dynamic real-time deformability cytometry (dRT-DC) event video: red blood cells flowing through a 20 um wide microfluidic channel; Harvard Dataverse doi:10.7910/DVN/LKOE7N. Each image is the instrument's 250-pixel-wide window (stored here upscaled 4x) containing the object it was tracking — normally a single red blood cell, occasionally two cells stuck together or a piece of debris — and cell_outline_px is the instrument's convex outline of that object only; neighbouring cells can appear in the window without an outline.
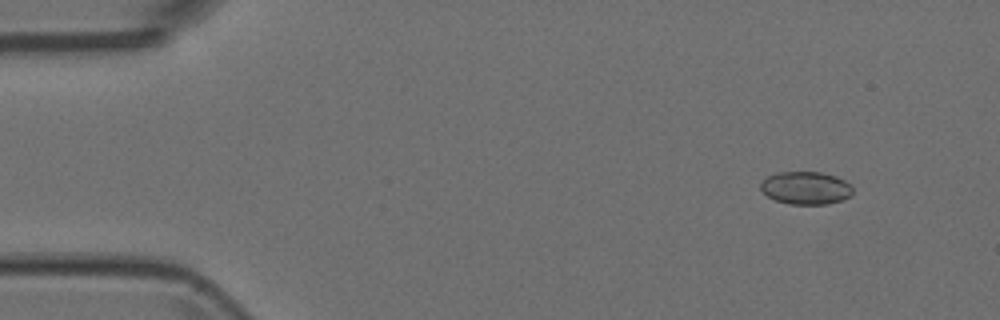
{"species": "Egyptian fruit bat (a non-hibernating species)", "species_latin": "Rousettus aegyptiacus", "temperature_condition": "room temperature", "stored_images_in_passage": 4, "camera_frame_rate_fps": 3000, "um_per_image_px": 0.085, "animal": {"sex": "female"}, "frame": {"image": 1, "passage_image": 1, "time_ms": 0.0, "image_size_px": [1000, 320], "cell_outline_px": [[852, 196], [844, 200], [828, 204], [788, 204], [776, 200], [768, 196], [760, 188], [760, 184], [768, 176], [776, 172], [820, 172], [836, 176], [844, 180], [852, 188]], "centroid_in_image_um": [68.51, 15.98], "position_along_channel_um": 16.5, "area_um2": 17.63}}